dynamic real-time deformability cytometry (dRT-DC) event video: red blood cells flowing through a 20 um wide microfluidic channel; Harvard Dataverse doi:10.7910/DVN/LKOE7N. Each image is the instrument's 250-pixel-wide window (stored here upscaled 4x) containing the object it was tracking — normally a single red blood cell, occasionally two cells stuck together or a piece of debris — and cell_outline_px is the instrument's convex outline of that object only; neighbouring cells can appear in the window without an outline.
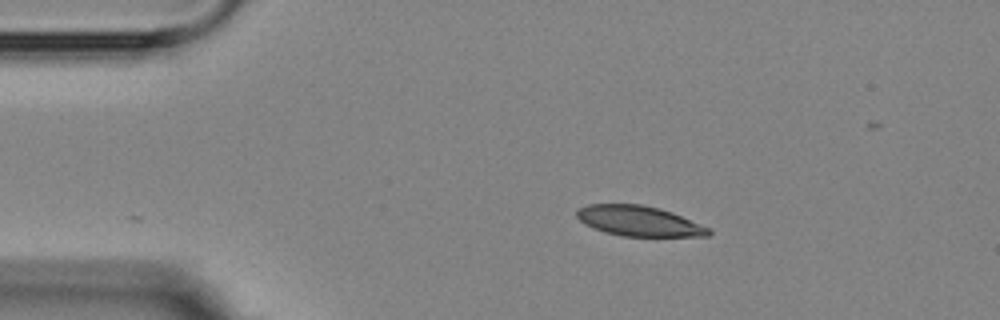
{"species": "Egyptian fruit bat (a non-hibernating species)", "species_latin": "Rousettus aegyptiacus", "temperature_condition": "room temperature", "stored_images_in_passage": 9, "camera_frame_rate_fps": 3000, "um_per_image_px": 0.085, "animal": {"sex": "female"}, "frame": {"image": 1, "passage_image": 1, "time_ms": 0.0, "image_size_px": [1000, 320], "cell_outline_px": [[712, 232], [708, 236], [620, 236], [604, 232], [580, 220], [576, 216], [576, 212], [580, 208], [588, 204], [640, 204], [660, 208], [672, 212], [708, 228]], "centroid_in_image_um": [54.31, 18.78], "position_along_channel_um": 30.7, "area_um2": 22.89}}
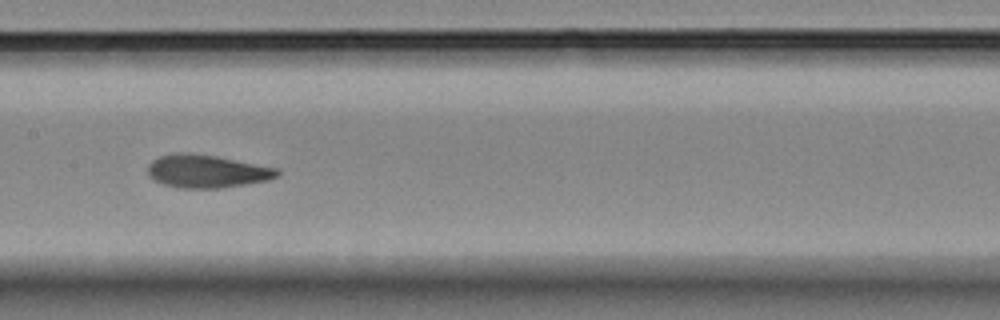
{"frame": {"image": 2, "passage_image": 6, "time_ms": 5.667, "image_size_px": [1000, 320], "cell_outline_px": [[280, 176], [268, 180], [220, 188], [176, 188], [164, 184], [148, 176], [148, 164], [152, 160], [160, 156], [176, 152], [188, 152], [216, 156], [280, 168]], "centroid_in_image_um": [17.59, 14.55], "position_along_channel_um": 189.8, "area_um2": 25.09}}
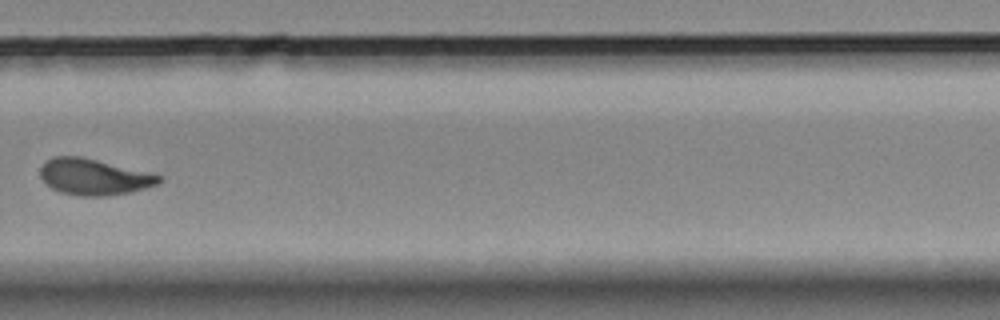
{"frame": {"image": 3, "passage_image": 9, "time_ms": 9.333, "image_size_px": [1000, 320], "cell_outline_px": [[164, 180], [156, 184], [144, 188], [128, 192], [108, 196], [76, 196], [60, 192], [52, 188], [40, 176], [40, 168], [44, 160], [52, 156], [80, 156], [164, 176]], "centroid_in_image_um": [7.95, 15.03], "position_along_channel_um": 321.8, "area_um2": 24.97}}